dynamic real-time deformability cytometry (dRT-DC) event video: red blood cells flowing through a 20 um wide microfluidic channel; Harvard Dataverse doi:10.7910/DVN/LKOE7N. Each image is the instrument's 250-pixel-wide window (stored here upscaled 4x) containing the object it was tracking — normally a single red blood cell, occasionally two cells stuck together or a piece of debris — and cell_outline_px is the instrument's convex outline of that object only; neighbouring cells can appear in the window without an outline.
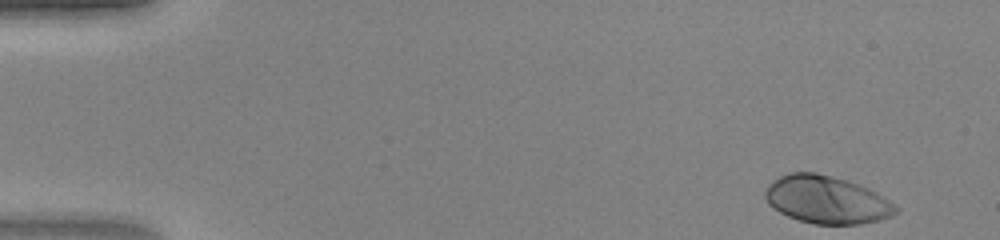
{"species": "human", "species_latin": "Homo sapiens", "temperature_condition": "warm", "stored_images_in_passage": 45, "camera_frame_rate_fps": 3000, "um_per_image_px": 0.085, "donor": {"sex": "female"}, "frame": {"image": 1, "passage_image": 1, "time_ms": 0.0, "image_size_px": [1000, 240], "cell_outline_px": [[900, 208], [892, 216], [880, 220], [860, 224], [812, 224], [788, 216], [772, 208], [768, 204], [764, 196], [764, 192], [768, 184], [772, 180], [788, 172], [816, 172], [844, 180], [868, 188], [876, 192]], "centroid_in_image_um": [70.23, 16.98], "position_along_channel_um": 14.8, "area_um2": 36.3}}
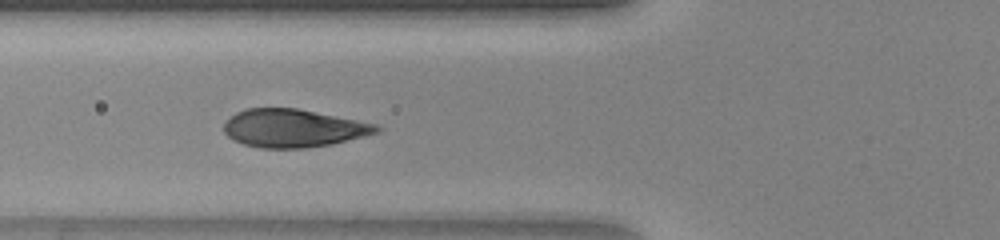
{"frame": {"image": 2, "passage_image": 16, "time_ms": 5.0, "image_size_px": [1000, 240], "cell_outline_px": [[384, 128], [380, 132], [332, 144], [304, 148], [260, 148], [244, 144], [232, 140], [224, 132], [224, 120], [236, 112], [244, 108], [296, 108], [380, 124]], "centroid_in_image_um": [24.95, 10.89], "position_along_channel_um": 100.9, "area_um2": 34.22}}
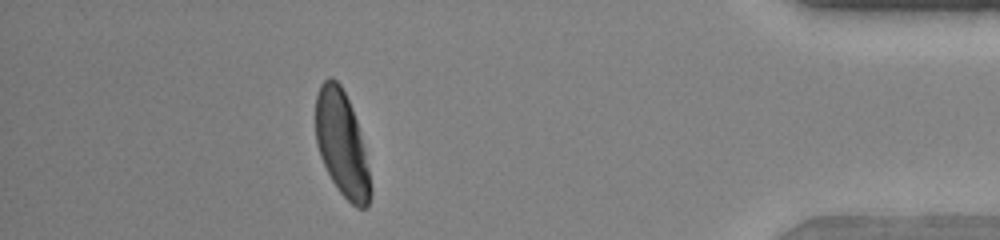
{"frame": {"image": 3, "passage_image": 40, "time_ms": 13.0, "image_size_px": [1000, 240], "cell_outline_px": [[372, 196], [368, 208], [356, 208], [340, 192], [332, 180], [320, 156], [316, 144], [316, 96], [320, 84], [328, 76], [332, 76], [340, 84], [352, 108], [356, 120], [364, 148], [372, 188]], "centroid_in_image_um": [29.06, 12.24], "position_along_channel_um": 406.1, "area_um2": 33.52}}